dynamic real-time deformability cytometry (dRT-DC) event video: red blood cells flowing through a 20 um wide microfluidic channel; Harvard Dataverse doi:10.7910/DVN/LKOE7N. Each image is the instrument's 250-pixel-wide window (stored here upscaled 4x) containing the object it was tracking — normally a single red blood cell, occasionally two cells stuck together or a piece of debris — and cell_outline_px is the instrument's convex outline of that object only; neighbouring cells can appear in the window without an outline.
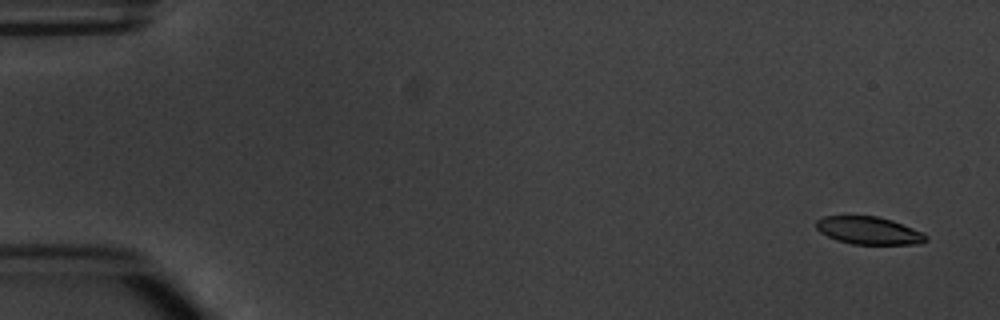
{"species": "common noctule bat (a hibernating species)", "species_latin": "Nyctalus noctula", "temperature_condition": "warm", "stored_images_in_passage": 5, "camera_frame_rate_fps": 3000, "um_per_image_px": 0.085, "animal": {"sex": "male", "body_mass_g": 20.1, "forearm_length_mm": 53.5}, "frame": {"image": 1, "passage_image": 1, "time_ms": 0.0, "image_size_px": [1000, 320], "cell_outline_px": [[928, 240], [920, 244], [852, 244], [836, 240], [820, 232], [816, 228], [816, 220], [824, 216], [876, 216], [892, 220], [924, 232], [928, 236]], "centroid_in_image_um": [73.88, 19.6], "position_along_channel_um": 11.1, "area_um2": 17.8}}
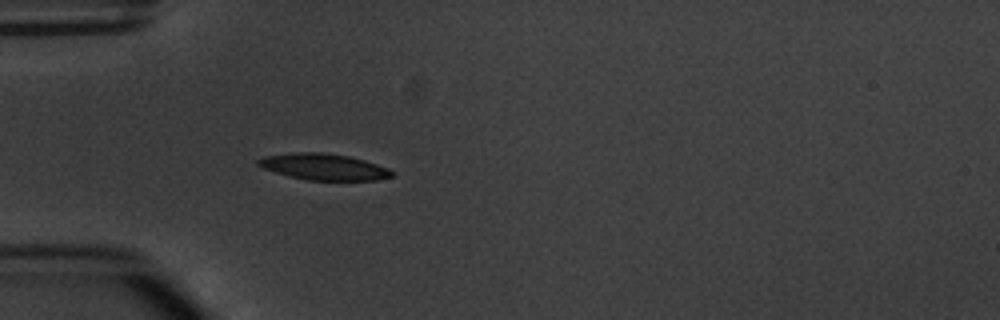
{"frame": {"image": 2, "passage_image": 5, "time_ms": 4.667, "image_size_px": [1000, 320], "cell_outline_px": [[396, 176], [376, 180], [308, 180], [288, 176], [264, 168], [256, 164], [256, 160], [264, 156], [292, 152], [324, 152], [348, 156], [364, 160], [388, 168], [396, 172]], "centroid_in_image_um": [27.54, 14.18], "position_along_channel_um": 57.5, "area_um2": 20.63}}